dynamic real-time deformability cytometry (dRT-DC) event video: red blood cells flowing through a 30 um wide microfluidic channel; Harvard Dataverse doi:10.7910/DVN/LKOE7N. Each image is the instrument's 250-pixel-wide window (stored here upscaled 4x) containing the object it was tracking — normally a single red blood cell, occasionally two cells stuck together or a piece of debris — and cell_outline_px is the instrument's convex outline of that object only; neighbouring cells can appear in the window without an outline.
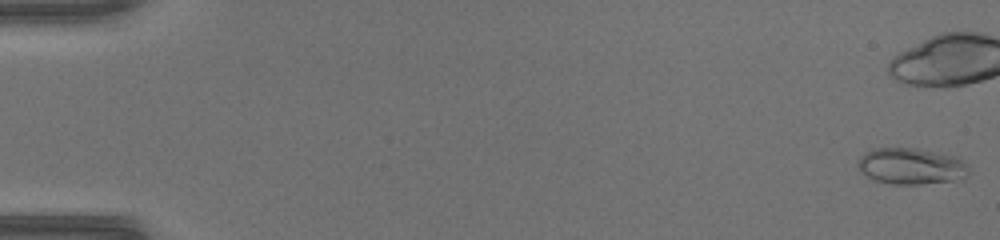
{"species": "common noctule bat (a hibernating species)", "species_latin": "Nyctalus noctula", "temperature_condition": "warm", "stored_images_in_passage": 51, "camera_frame_rate_fps": 3000, "um_per_image_px": 0.085, "animal": {"sex": "female", "body_mass_g": 17.0, "forearm_length_mm": 48.0}, "frame": {"image": 1, "passage_image": 1, "time_ms": 0.0, "image_size_px": [1000, 240], "cell_outline_px": [[968, 172], [964, 180], [920, 184], [892, 184], [876, 180], [868, 176], [856, 164], [860, 156], [864, 152], [872, 148], [916, 148], [956, 156], [968, 164]], "centroid_in_image_um": [77.49, 14.12], "position_along_channel_um": 7.5, "area_um2": 23.64}, "authors_computed_cell_mechanics": {"area_um2": 19.1318, "velocity_mm_per_s": 4.229, "shape_relaxation_time_tau1_ms": 9.3115, "shape_relaxation_time_tau2_ms": 1.1653, "deformation_change_tau1": 0.2564, "deformation_change_tau2": 0.0607}}